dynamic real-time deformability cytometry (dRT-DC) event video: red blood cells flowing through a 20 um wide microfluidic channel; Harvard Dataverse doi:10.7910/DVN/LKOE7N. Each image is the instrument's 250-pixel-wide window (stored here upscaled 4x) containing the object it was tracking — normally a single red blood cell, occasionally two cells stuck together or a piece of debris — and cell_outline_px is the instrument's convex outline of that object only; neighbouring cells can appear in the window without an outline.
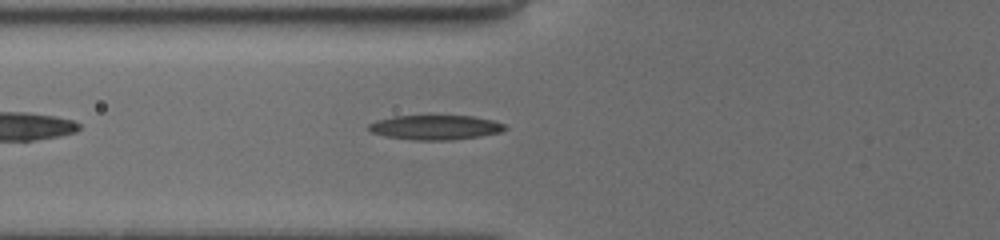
{"species": "common noctule bat (a hibernating species)", "species_latin": "Nyctalus noctula", "temperature_condition": "cold", "stored_images_in_passage": 19, "camera_frame_rate_fps": 3000, "um_per_image_px": 0.085, "animal": {"sex": "female", "body_mass_g": 19.5, "forearm_length_mm": 54.1}, "frame": {"image": 1, "passage_image": 3, "time_ms": 1.333, "image_size_px": [1000, 240], "cell_outline_px": [[508, 128], [500, 132], [480, 136], [452, 140], [412, 140], [384, 136], [372, 132], [368, 128], [368, 124], [376, 120], [392, 116], [428, 112], [472, 116], [492, 120], [504, 124]], "centroid_in_image_um": [36.96, 10.77], "position_along_channel_um": 88.8, "area_um2": 20.69}}
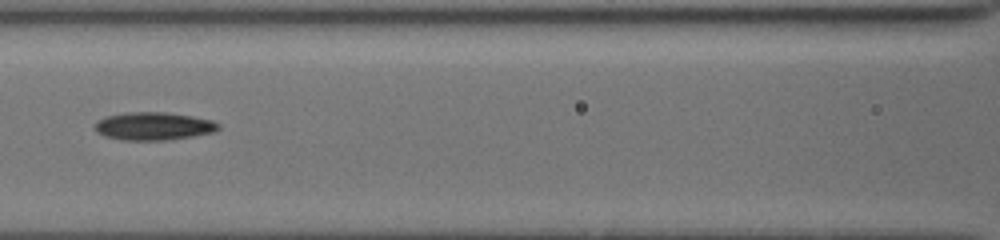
{"frame": {"image": 2, "passage_image": 7, "time_ms": 3.0, "image_size_px": [1000, 240], "cell_outline_px": [[220, 128], [212, 132], [192, 136], [168, 140], [120, 140], [104, 136], [96, 132], [92, 128], [104, 116], [124, 112], [164, 112], [192, 116], [212, 120], [220, 124]], "centroid_in_image_um": [13.01, 10.72], "position_along_channel_um": 153.6, "area_um2": 20.23}}